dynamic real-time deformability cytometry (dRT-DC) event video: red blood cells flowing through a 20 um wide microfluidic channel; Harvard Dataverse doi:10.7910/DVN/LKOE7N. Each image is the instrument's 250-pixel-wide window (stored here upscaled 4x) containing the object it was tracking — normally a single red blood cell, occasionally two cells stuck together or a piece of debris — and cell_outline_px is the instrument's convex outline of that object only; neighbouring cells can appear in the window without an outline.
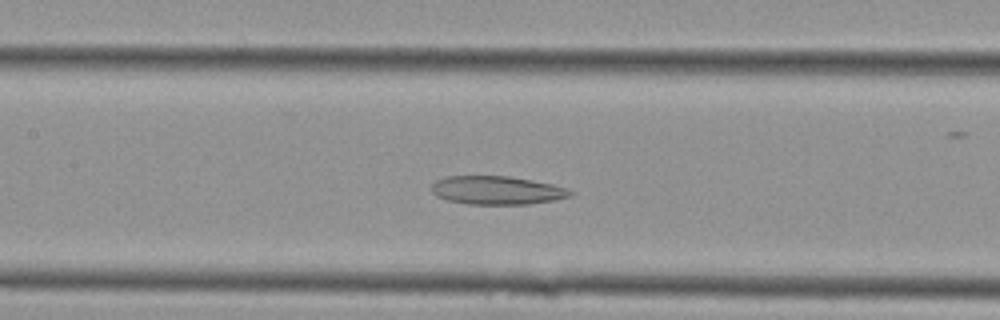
{"species": "Egyptian fruit bat (a non-hibernating species)", "species_latin": "Rousettus aegyptiacus", "temperature_condition": "cold", "stored_images_in_passage": 11, "camera_frame_rate_fps": 3000, "um_per_image_px": 0.085, "animal": {"sex": "female"}, "frame": {"image": 1, "passage_image": 7, "time_ms": 2.0, "image_size_px": [1000, 320], "cell_outline_px": [[572, 196], [556, 200], [528, 204], [468, 204], [448, 200], [436, 196], [432, 192], [432, 184], [436, 180], [448, 176], [508, 176], [532, 180], [552, 184], [568, 188], [572, 192]], "centroid_in_image_um": [42.25, 16.17], "position_along_channel_um": 165.1, "area_um2": 23.0}}
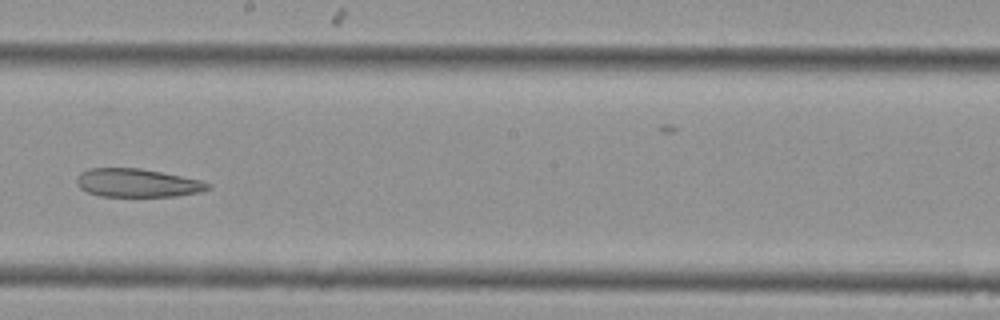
{"frame": {"image": 2, "passage_image": 10, "time_ms": 3.0, "image_size_px": [1000, 320], "cell_outline_px": [[212, 188], [200, 192], [176, 196], [100, 196], [88, 192], [80, 188], [76, 184], [76, 176], [80, 172], [88, 168], [140, 168], [204, 180], [212, 184]], "centroid_in_image_um": [11.7, 15.54], "position_along_channel_um": 236.5, "area_um2": 21.96}}